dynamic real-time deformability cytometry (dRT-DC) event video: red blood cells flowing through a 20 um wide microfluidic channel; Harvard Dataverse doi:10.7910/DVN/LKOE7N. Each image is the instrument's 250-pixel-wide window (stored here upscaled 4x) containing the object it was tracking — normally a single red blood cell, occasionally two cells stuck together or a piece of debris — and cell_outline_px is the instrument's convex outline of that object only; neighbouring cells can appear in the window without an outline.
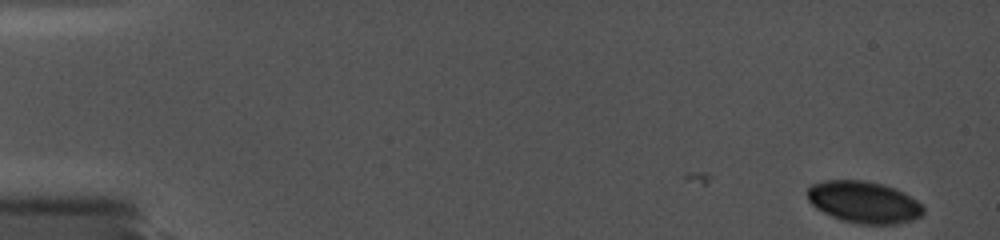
{"species": "common noctule bat (a hibernating species)", "species_latin": "Nyctalus noctula", "temperature_condition": "cold", "stored_images_in_passage": 4, "camera_frame_rate_fps": 5000, "um_per_image_px": 0.085, "animal": {"sex": "female", "body_mass_g": 19.0, "forearm_length_mm": 56.7}, "frame": {"image": 1, "passage_image": 4, "time_ms": 1.0, "image_size_px": [1000, 240], "cell_outline_px": [[924, 212], [920, 216], [912, 220], [896, 224], [860, 224], [840, 220], [816, 208], [808, 200], [808, 188], [812, 184], [824, 180], [864, 180], [896, 188], [904, 192], [916, 200], [924, 208]], "centroid_in_image_um": [73.43, 17.18], "position_along_channel_um": 11.6, "area_um2": 28.21}}